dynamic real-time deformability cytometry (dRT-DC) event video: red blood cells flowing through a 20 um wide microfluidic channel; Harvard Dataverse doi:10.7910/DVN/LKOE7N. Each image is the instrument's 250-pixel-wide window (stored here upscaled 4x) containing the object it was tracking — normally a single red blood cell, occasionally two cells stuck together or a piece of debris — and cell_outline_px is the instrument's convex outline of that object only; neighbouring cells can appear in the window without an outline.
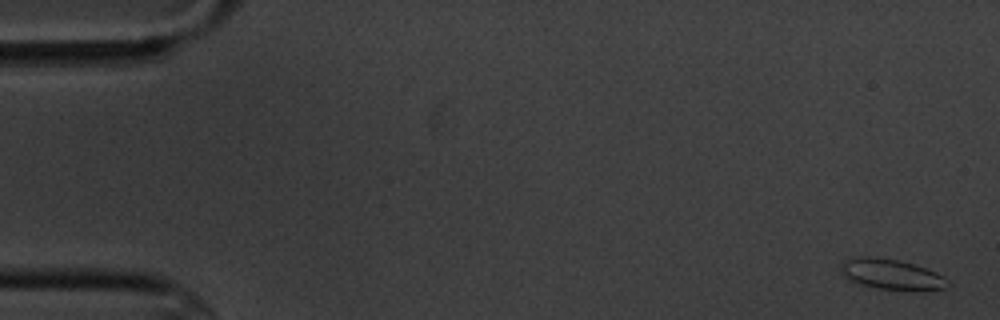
{"species": "common noctule bat (a hibernating species)", "species_latin": "Nyctalus noctula", "temperature_condition": "cold", "stored_images_in_passage": 10, "camera_frame_rate_fps": 3000, "um_per_image_px": 0.085, "animal": {"sex": "male", "body_mass_g": 20.1, "forearm_length_mm": 53.5}, "frame": {"image": 1, "passage_image": 1, "time_ms": 0.0, "image_size_px": [1000, 320], "cell_outline_px": [[952, 284], [948, 288], [912, 292], [880, 288], [860, 284], [848, 280], [840, 272], [840, 264], [844, 260], [852, 256], [868, 256], [900, 260], [928, 268], [944, 276]], "centroid_in_image_um": [75.81, 23.33], "position_along_channel_um": 9.2, "area_um2": 19.71}}
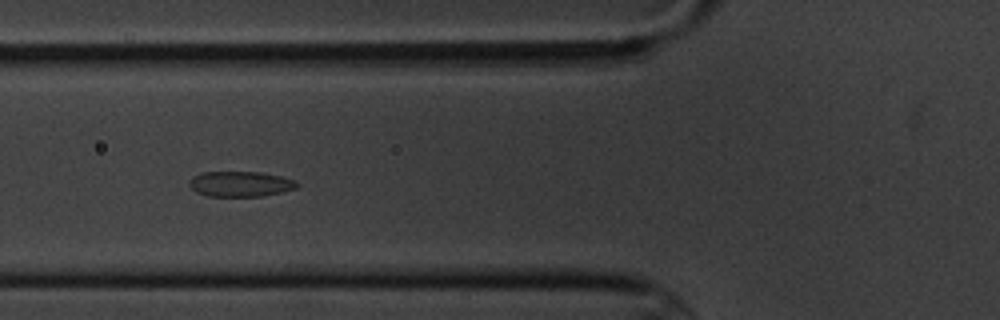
{"frame": {"image": 2, "passage_image": 7, "time_ms": 6.667, "image_size_px": [1000, 320], "cell_outline_px": [[300, 184], [296, 188], [280, 192], [260, 196], [208, 196], [196, 192], [188, 184], [192, 176], [204, 172], [260, 172], [280, 176], [296, 180]], "centroid_in_image_um": [20.43, 15.63], "position_along_channel_um": 105.4, "area_um2": 15.84}}
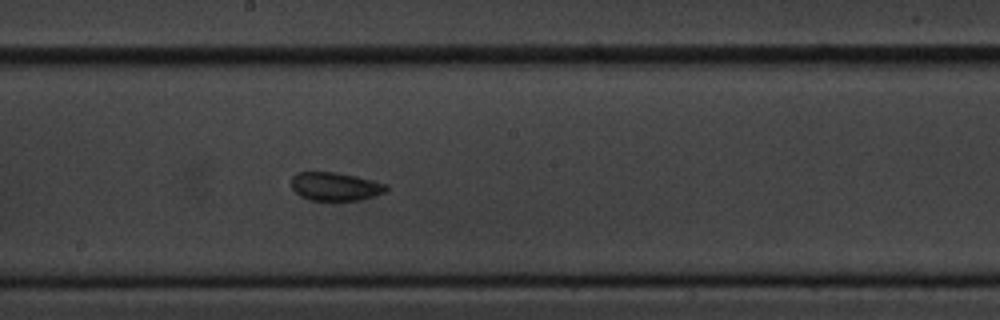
{"frame": {"image": 3, "passage_image": 10, "time_ms": 10.0, "image_size_px": [1000, 320], "cell_outline_px": [[388, 188], [384, 192], [360, 200], [308, 200], [300, 196], [288, 184], [292, 176], [296, 172], [332, 172], [356, 176], [388, 184]], "centroid_in_image_um": [28.44, 15.84], "position_along_channel_um": 219.8, "area_um2": 15.78}}